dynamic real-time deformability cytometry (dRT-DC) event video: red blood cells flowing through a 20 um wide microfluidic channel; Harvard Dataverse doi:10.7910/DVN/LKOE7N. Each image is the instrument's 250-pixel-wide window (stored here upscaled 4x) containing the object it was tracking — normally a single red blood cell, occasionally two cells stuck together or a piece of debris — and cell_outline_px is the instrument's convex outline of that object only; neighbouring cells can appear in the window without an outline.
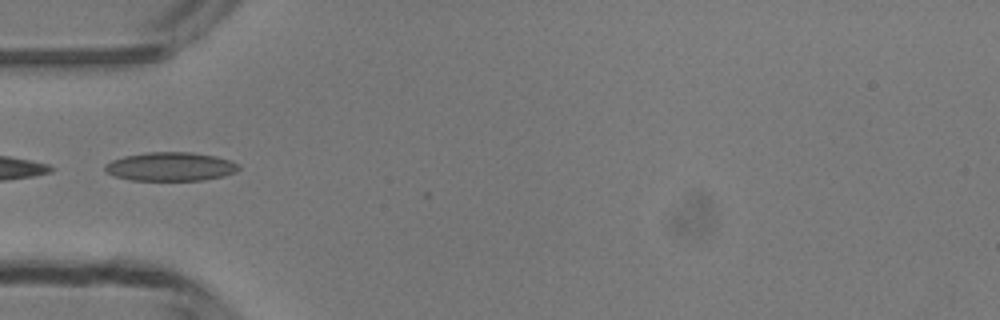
{"species": "common noctule bat (a hibernating species)", "species_latin": "Nyctalus noctula", "temperature_condition": "room temperature", "stored_images_in_passage": 3, "camera_frame_rate_fps": 3000, "um_per_image_px": 0.085, "animal": {"sex": "male", "body_mass_g": 13.3}, "frame": {"image": 1, "passage_image": 1, "time_ms": 0.0, "image_size_px": [1000, 320], "cell_outline_px": [[240, 168], [236, 172], [224, 176], [204, 180], [132, 180], [116, 176], [108, 172], [104, 168], [104, 164], [112, 160], [124, 156], [148, 152], [192, 152], [216, 156], [240, 164]], "centroid_in_image_um": [14.53, 14.15], "position_along_channel_um": 70.5, "area_um2": 22.37}}